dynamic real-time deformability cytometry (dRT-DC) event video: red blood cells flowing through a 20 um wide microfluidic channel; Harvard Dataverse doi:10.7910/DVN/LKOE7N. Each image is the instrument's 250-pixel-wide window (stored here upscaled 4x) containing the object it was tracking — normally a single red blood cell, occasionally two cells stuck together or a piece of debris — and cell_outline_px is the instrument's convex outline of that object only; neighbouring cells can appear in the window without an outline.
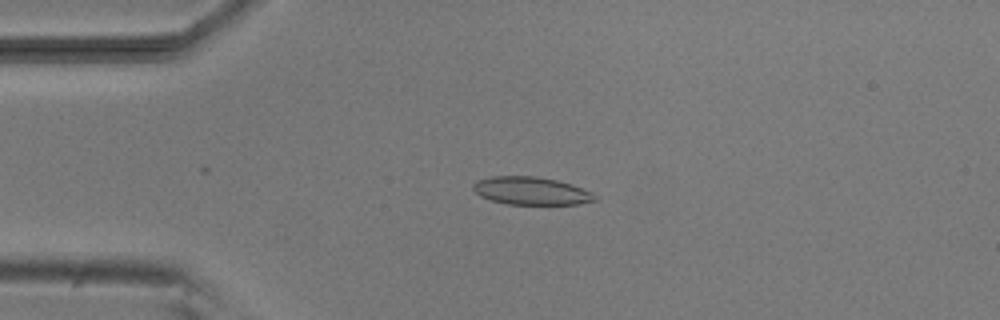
{"species": "common noctule bat (a hibernating species)", "species_latin": "Nyctalus noctula", "temperature_condition": "room temperature", "stored_images_in_passage": 4, "camera_frame_rate_fps": 3000, "um_per_image_px": 0.085, "animal": {"sex": "male", "body_mass_g": 20.5, "forearm_length_mm": 52.5}, "frame": {"image": 1, "passage_image": 3, "time_ms": 2.333, "image_size_px": [1000, 320], "cell_outline_px": [[600, 200], [580, 204], [508, 204], [492, 200], [480, 196], [472, 188], [472, 184], [480, 180], [492, 176], [536, 176], [556, 180], [572, 184], [592, 192]], "centroid_in_image_um": [45.2, 16.23], "position_along_channel_um": 39.8, "area_um2": 19.77}}